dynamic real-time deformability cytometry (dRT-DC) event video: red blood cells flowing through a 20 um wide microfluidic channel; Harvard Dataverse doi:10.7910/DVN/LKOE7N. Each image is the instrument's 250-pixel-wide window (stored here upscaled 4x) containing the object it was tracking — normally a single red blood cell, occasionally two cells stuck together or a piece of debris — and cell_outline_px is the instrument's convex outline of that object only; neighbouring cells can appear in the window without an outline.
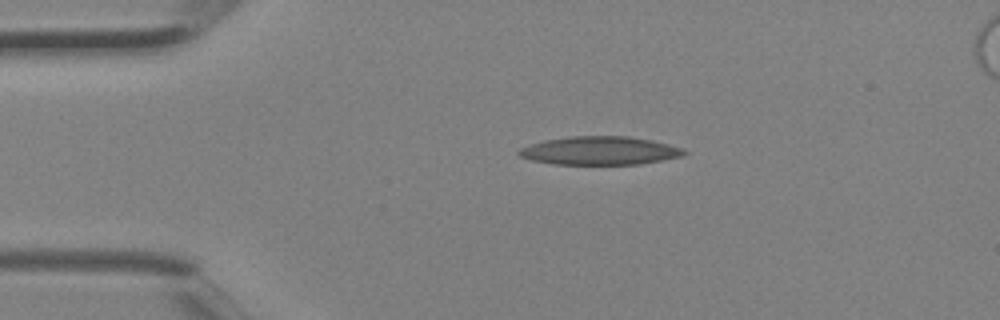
{"species": "Egyptian fruit bat (a non-hibernating species)", "species_latin": "Rousettus aegyptiacus", "temperature_condition": "room temperature", "stored_images_in_passage": 4, "camera_frame_rate_fps": 3000, "um_per_image_px": 0.085, "animal": {"sex": "female"}, "frame": {"image": 1, "passage_image": 3, "time_ms": 0.667, "image_size_px": [1000, 320], "cell_outline_px": [[688, 152], [680, 156], [664, 160], [640, 164], [552, 164], [532, 160], [520, 156], [516, 152], [520, 148], [544, 140], [568, 136], [628, 136], [652, 140], [684, 148]], "centroid_in_image_um": [50.99, 12.8], "position_along_channel_um": 34.0, "area_um2": 27.34}}
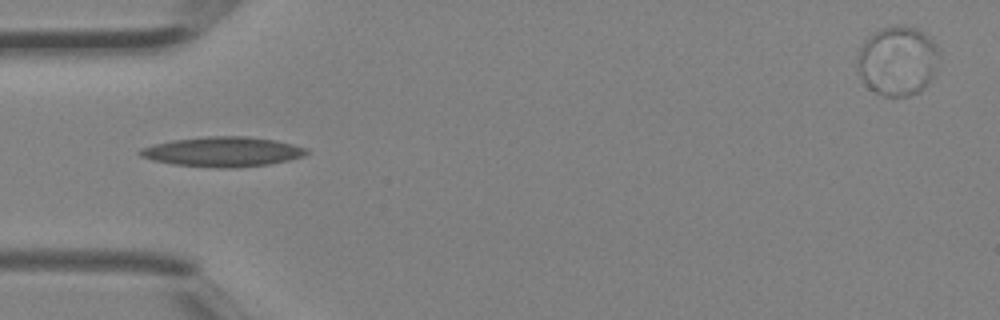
{"frame": {"image": 2, "passage_image": 4, "time_ms": 1.0, "image_size_px": [1000, 320], "cell_outline_px": [[308, 152], [304, 156], [288, 160], [268, 164], [236, 168], [220, 168], [172, 164], [152, 160], [140, 156], [136, 152], [140, 148], [152, 144], [172, 140], [208, 136], [248, 136], [276, 140], [308, 148]], "centroid_in_image_um": [18.9, 12.89], "position_along_channel_um": 66.1, "area_um2": 29.13}}